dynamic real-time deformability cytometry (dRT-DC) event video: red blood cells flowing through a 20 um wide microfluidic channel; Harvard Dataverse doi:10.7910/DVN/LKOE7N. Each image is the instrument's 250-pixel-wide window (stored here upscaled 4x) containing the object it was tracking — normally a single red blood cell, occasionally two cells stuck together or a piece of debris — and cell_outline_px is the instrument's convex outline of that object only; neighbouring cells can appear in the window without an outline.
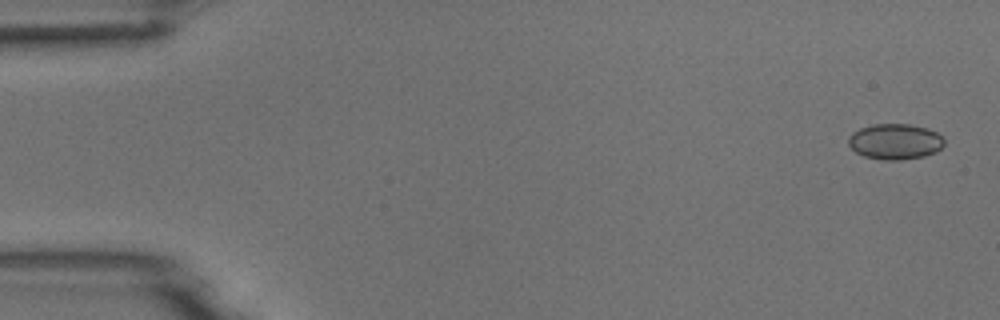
{"species": "common noctule bat (a hibernating species)", "species_latin": "Nyctalus noctula", "temperature_condition": "room temperature", "stored_images_in_passage": 5, "camera_frame_rate_fps": 3000, "um_per_image_px": 0.085, "animal": {"sex": "male", "body_mass_g": 18.8}, "frame": {"image": 1, "passage_image": 1, "time_ms": 0.0, "image_size_px": [1000, 320], "cell_outline_px": [[944, 144], [936, 152], [924, 156], [900, 160], [884, 160], [864, 156], [856, 152], [848, 144], [848, 136], [852, 132], [860, 128], [872, 124], [908, 124], [928, 128], [936, 132], [944, 140]], "centroid_in_image_um": [76.06, 12.03], "position_along_channel_um": 8.9, "area_um2": 19.94}}
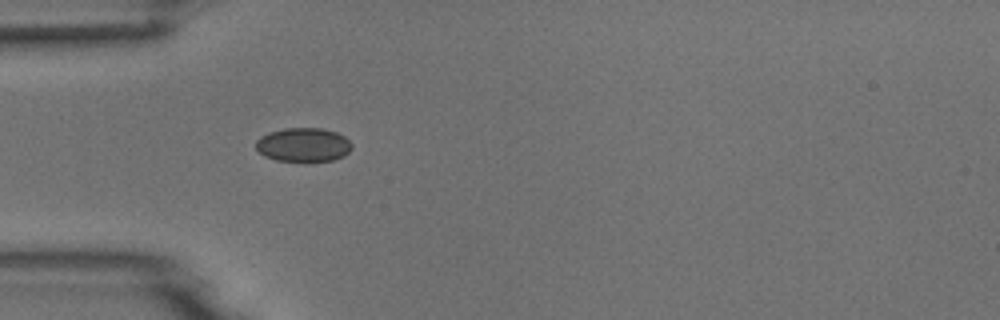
{"frame": {"image": 2, "passage_image": 5, "time_ms": 4.667, "image_size_px": [1000, 320], "cell_outline_px": [[352, 148], [344, 156], [332, 160], [304, 164], [276, 160], [264, 156], [256, 148], [256, 140], [260, 136], [268, 132], [284, 128], [324, 128], [336, 132], [344, 136], [352, 144]], "centroid_in_image_um": [25.78, 12.34], "position_along_channel_um": 59.2, "area_um2": 19.65}}